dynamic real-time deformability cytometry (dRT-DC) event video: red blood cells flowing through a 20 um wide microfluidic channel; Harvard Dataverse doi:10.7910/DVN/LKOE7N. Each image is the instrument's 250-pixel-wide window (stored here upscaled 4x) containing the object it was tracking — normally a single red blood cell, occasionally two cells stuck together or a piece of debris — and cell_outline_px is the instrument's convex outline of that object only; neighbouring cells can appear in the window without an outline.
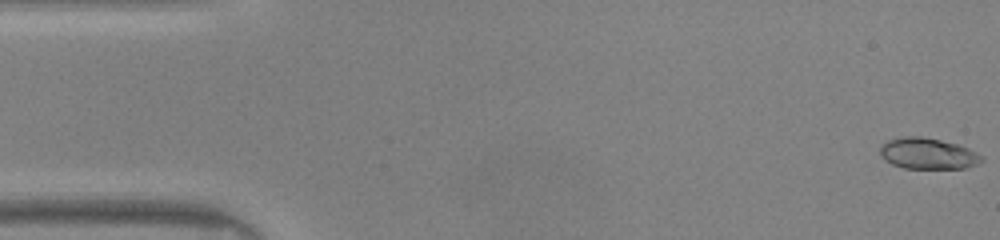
{"species": "common noctule bat (a hibernating species)", "species_latin": "Nyctalus noctula", "temperature_condition": "warm", "stored_images_in_passage": 48, "camera_frame_rate_fps": 3000, "um_per_image_px": 0.085, "animal": {"sex": "male", "body_mass_g": 20.0, "forearm_length_mm": 53.3}, "frame": {"image": 1, "passage_image": 1, "time_ms": 0.0, "image_size_px": [1000, 240], "cell_outline_px": [[984, 160], [968, 168], [904, 168], [892, 164], [884, 160], [880, 156], [880, 148], [888, 140], [904, 136], [920, 136], [940, 140], [956, 144], [968, 148], [984, 156]], "centroid_in_image_um": [78.87, 13.06], "position_along_channel_um": 6.1, "area_um2": 18.38}}
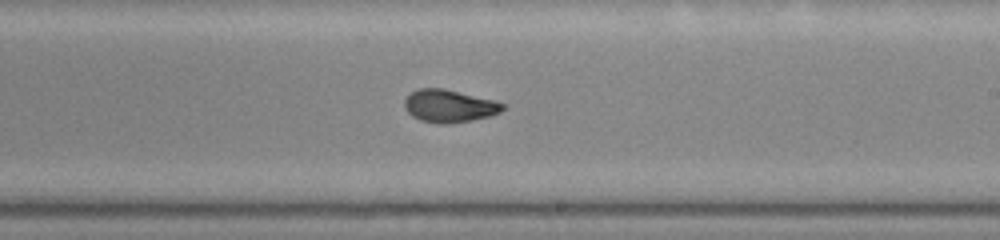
{"frame": {"image": 2, "passage_image": 28, "time_ms": 9.0, "image_size_px": [1000, 240], "cell_outline_px": [[504, 108], [500, 112], [488, 116], [468, 120], [444, 124], [440, 124], [420, 120], [412, 116], [404, 108], [404, 100], [412, 92], [420, 88], [444, 88], [492, 100], [504, 104]], "centroid_in_image_um": [38.13, 9.0], "position_along_channel_um": 250.9, "area_um2": 18.32}}
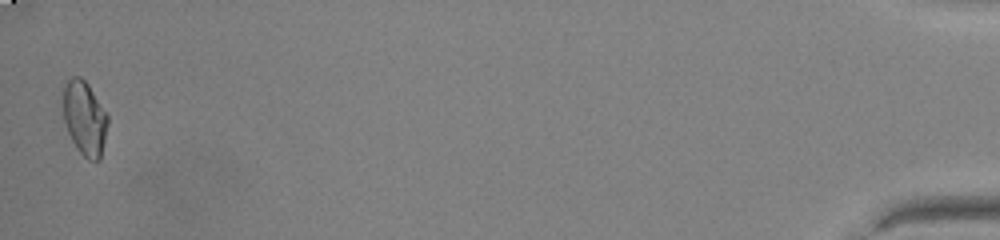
{"frame": {"image": 3, "passage_image": 48, "time_ms": 15.667, "image_size_px": [1000, 240], "cell_outline_px": [[108, 124], [100, 160], [96, 164], [88, 160], [76, 148], [68, 132], [64, 120], [64, 84], [72, 76], [80, 76], [88, 84], [108, 116]], "centroid_in_image_um": [7.21, 10.08], "position_along_channel_um": 428.0, "area_um2": 19.25}, "authors_computed_cell_mechanics": {"area_um2": 18.5827, "velocity_mm_per_s": 4.1773, "shape_relaxation_time_tau1_ms": 7.6494, "shape_relaxation_time_tau2_ms": 1.1373, "deformation_change_tau1": 0.285, "deformation_change_tau2": 0.0667}}